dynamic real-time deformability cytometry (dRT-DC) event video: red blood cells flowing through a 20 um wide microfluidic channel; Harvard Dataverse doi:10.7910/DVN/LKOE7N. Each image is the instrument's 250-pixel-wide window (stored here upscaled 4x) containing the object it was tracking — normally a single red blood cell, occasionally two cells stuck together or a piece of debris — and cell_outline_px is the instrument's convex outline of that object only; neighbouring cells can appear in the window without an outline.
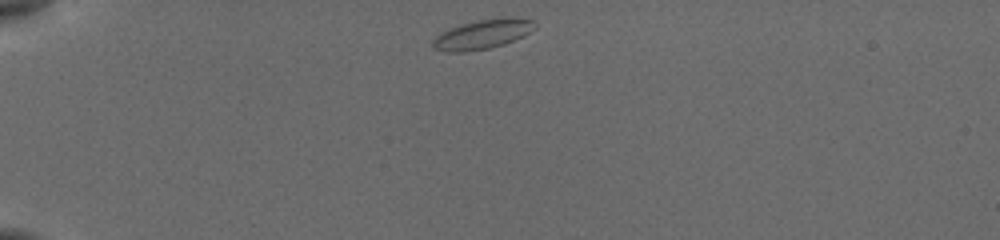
{"species": "common noctule bat (a hibernating species)", "species_latin": "Nyctalus noctula", "temperature_condition": "cold", "stored_images_in_passage": 31, "camera_frame_rate_fps": 3000, "um_per_image_px": 0.085, "animal": {"sex": "female", "body_mass_g": 19.5, "forearm_length_mm": 54.1}, "frame": {"image": 1, "passage_image": 1, "time_ms": 0.0, "image_size_px": [1000, 240], "cell_outline_px": [[536, 28], [504, 44], [488, 48], [460, 52], [448, 52], [432, 48], [432, 40], [440, 32], [460, 24], [480, 20], [504, 16], [532, 20], [536, 24]], "centroid_in_image_um": [40.97, 2.9], "position_along_channel_um": 44.0, "area_um2": 17.34}}
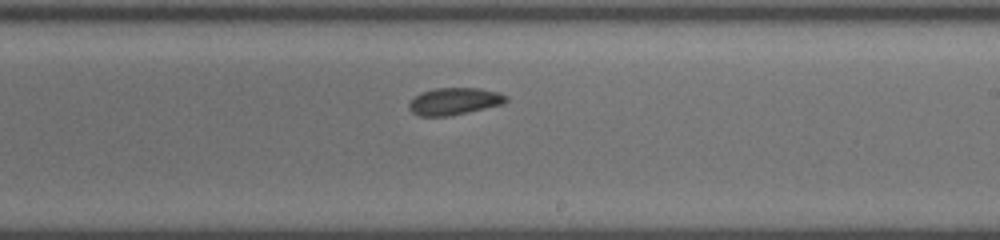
{"frame": {"image": 2, "passage_image": 20, "time_ms": 6.667, "image_size_px": [1000, 240], "cell_outline_px": [[508, 100], [504, 104], [448, 116], [420, 116], [412, 112], [408, 108], [408, 104], [420, 92], [436, 88], [480, 88], [500, 92], [508, 96]], "centroid_in_image_um": [38.64, 8.6], "position_along_channel_um": 250.4, "area_um2": 15.37}}
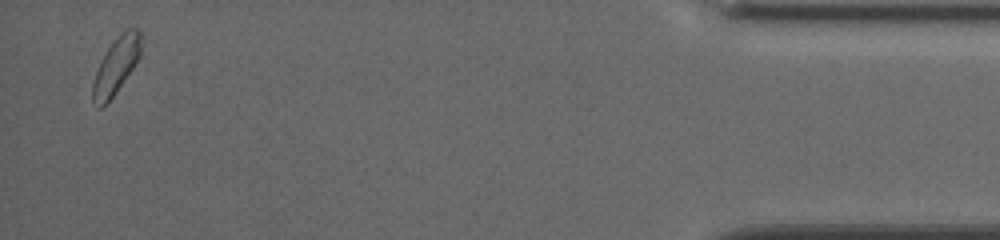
{"frame": {"image": 3, "passage_image": 31, "time_ms": 13.0, "image_size_px": [1000, 240], "cell_outline_px": [[140, 56], [132, 68], [112, 96], [100, 108], [96, 108], [92, 100], [92, 84], [96, 72], [108, 48], [128, 28], [136, 28], [140, 32]], "centroid_in_image_um": [9.84, 5.62], "position_along_channel_um": 425.4, "area_um2": 14.97}, "authors_computed_cell_mechanics": {"area_um2": 15.6638, "velocity_mm_per_s": 3.8075, "shape_relaxation_time_tau1_ms": 3.2569, "shape_relaxation_time_tau2_ms": 2.2811, "deformation_change_tau1": 0.0642, "deformation_change_tau2": 0.0641}}